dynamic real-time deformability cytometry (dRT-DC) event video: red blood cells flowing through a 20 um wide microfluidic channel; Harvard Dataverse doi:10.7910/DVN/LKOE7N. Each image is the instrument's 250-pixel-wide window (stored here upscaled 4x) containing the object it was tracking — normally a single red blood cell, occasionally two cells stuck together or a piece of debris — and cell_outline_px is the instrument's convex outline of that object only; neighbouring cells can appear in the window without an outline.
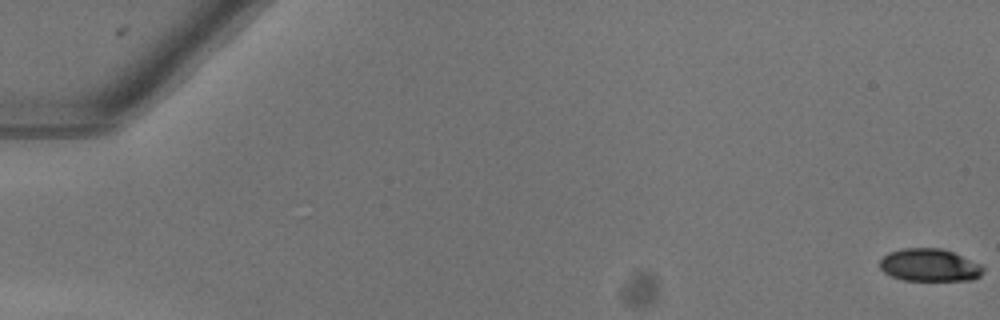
{"species": "common noctule bat (a hibernating species)", "species_latin": "Nyctalus noctula", "temperature_condition": "warm", "stored_images_in_passage": 52, "camera_frame_rate_fps": 3000, "um_per_image_px": 0.085, "animal": {"sex": "female"}, "frame": {"image": 1, "passage_image": 1, "time_ms": 0.0, "image_size_px": [1000, 320], "cell_outline_px": [[984, 272], [980, 276], [972, 280], [904, 280], [892, 276], [884, 272], [880, 268], [880, 260], [888, 252], [904, 248], [940, 248], [952, 252], [980, 264], [984, 268]], "centroid_in_image_um": [79.0, 22.54], "position_along_channel_um": 6.0, "area_um2": 19.54}}
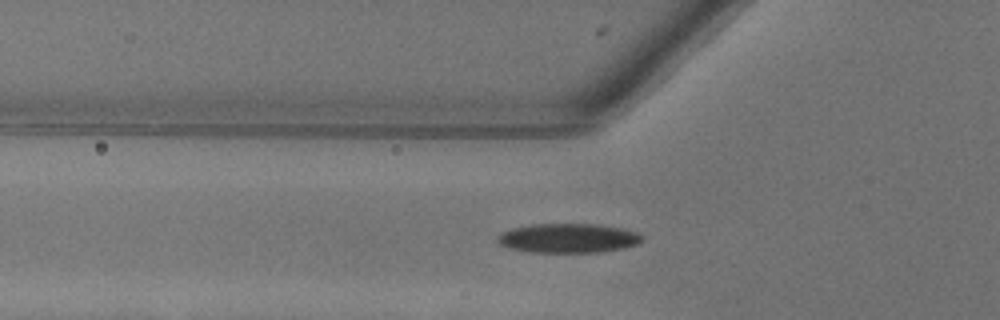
{"frame": {"image": 2, "passage_image": 20, "time_ms": 6.333, "image_size_px": [1000, 320], "cell_outline_px": [[640, 240], [636, 244], [624, 248], [596, 252], [532, 252], [508, 248], [500, 244], [496, 240], [496, 236], [500, 232], [512, 228], [532, 224], [596, 224], [620, 228], [636, 232], [640, 236]], "centroid_in_image_um": [48.2, 20.24], "position_along_channel_um": 77.6, "area_um2": 24.51}}
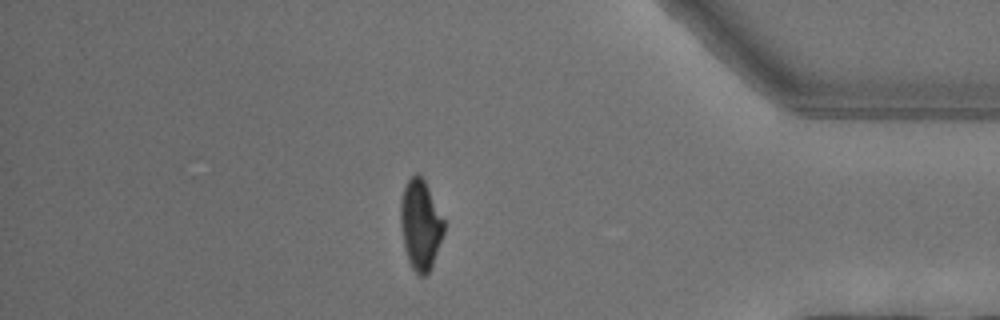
{"frame": {"image": 3, "passage_image": 46, "time_ms": 15.0, "image_size_px": [1000, 320], "cell_outline_px": [[444, 232], [432, 264], [428, 272], [424, 276], [420, 276], [412, 268], [408, 260], [404, 248], [400, 224], [400, 204], [404, 188], [408, 180], [416, 172], [424, 180], [444, 220]], "centroid_in_image_um": [35.72, 19.11], "position_along_channel_um": 399.5, "area_um2": 22.43}}